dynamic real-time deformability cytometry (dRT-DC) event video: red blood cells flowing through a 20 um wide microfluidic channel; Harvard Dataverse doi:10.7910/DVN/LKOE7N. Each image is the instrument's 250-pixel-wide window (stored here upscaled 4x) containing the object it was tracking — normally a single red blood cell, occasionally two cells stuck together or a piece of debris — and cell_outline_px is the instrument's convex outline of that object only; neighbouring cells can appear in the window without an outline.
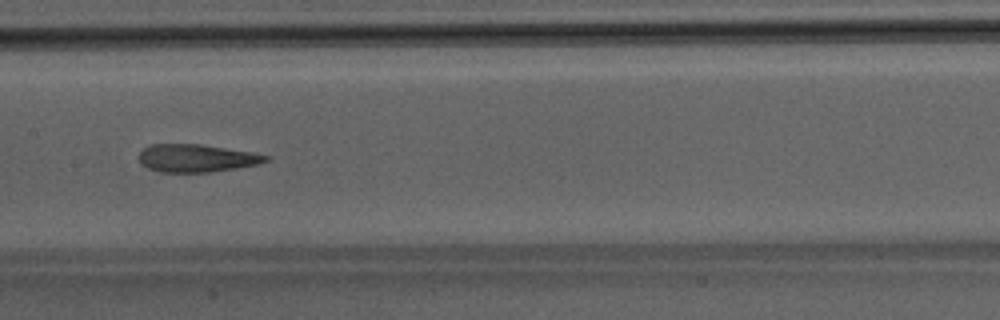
{"species": "Egyptian fruit bat (a non-hibernating species)", "species_latin": "Rousettus aegyptiacus", "temperature_condition": "room temperature", "stored_images_in_passage": 30, "camera_frame_rate_fps": 3000, "um_per_image_px": 0.085, "animal": {"sex": "male"}, "frame": {"image": 1, "passage_image": 17, "time_ms": 5.333, "image_size_px": [1000, 320], "cell_outline_px": [[272, 156], [268, 160], [260, 164], [212, 172], [164, 172], [148, 168], [140, 160], [140, 152], [144, 148], [152, 144], [200, 144], [252, 152]], "centroid_in_image_um": [16.77, 13.44], "position_along_channel_um": 190.6, "area_um2": 20.4}}
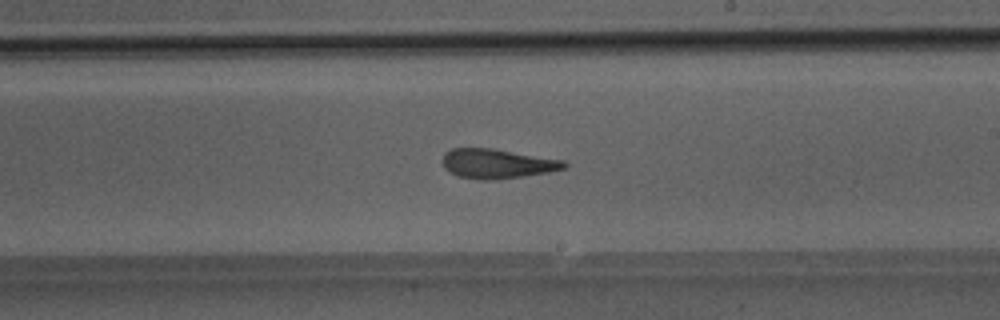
{"frame": {"image": 2, "passage_image": 21, "time_ms": 6.667, "image_size_px": [1000, 320], "cell_outline_px": [[568, 164], [564, 168], [548, 172], [524, 176], [492, 180], [480, 180], [456, 176], [448, 172], [444, 168], [444, 152], [452, 148], [492, 148], [564, 160]], "centroid_in_image_um": [42.23, 13.91], "position_along_channel_um": 246.8, "area_um2": 20.98}}